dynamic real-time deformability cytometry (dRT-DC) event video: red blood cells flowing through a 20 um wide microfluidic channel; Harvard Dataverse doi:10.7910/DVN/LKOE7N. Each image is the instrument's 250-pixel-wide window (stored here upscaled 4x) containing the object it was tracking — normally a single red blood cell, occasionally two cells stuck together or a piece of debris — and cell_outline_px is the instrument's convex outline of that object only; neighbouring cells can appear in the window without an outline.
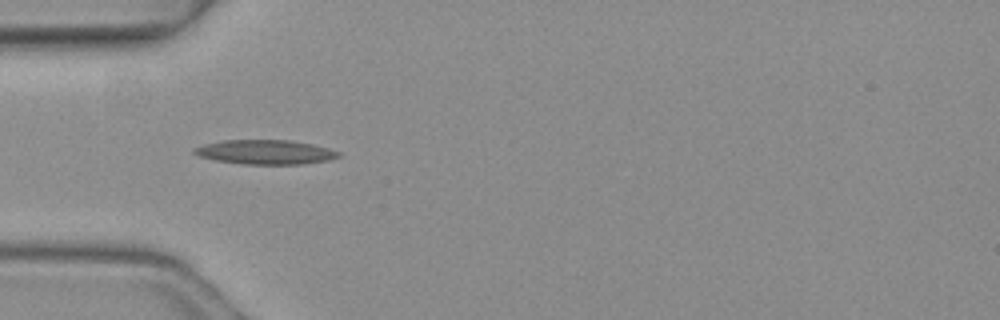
{"species": "common noctule bat (a hibernating species)", "species_latin": "Nyctalus noctula", "temperature_condition": "warm", "stored_images_in_passage": 4, "camera_frame_rate_fps": 3000, "um_per_image_px": 0.085, "animal": {"sex": "female", "body_mass_g": 19.3, "forearm_length_mm": 54.1}, "frame": {"image": 1, "passage_image": 2, "time_ms": 0.333, "image_size_px": [1000, 320], "cell_outline_px": [[340, 156], [328, 160], [300, 164], [244, 164], [216, 160], [200, 156], [192, 152], [192, 148], [204, 144], [224, 140], [292, 140], [312, 144], [328, 148], [340, 152]], "centroid_in_image_um": [22.54, 12.92], "position_along_channel_um": 62.5, "area_um2": 20.4}}
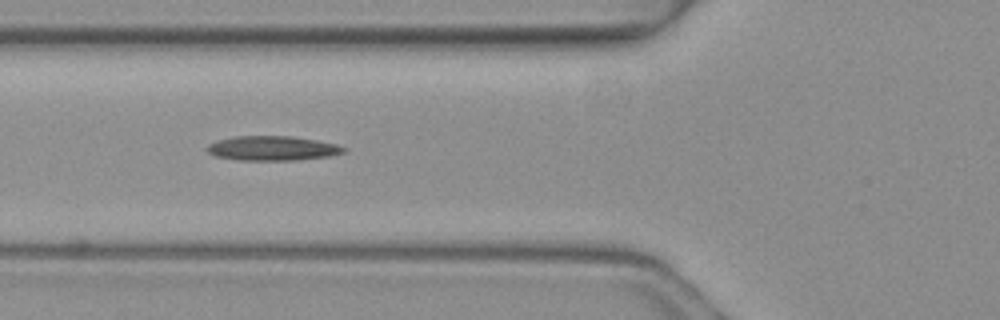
{"frame": {"image": 2, "passage_image": 3, "time_ms": 0.667, "image_size_px": [1000, 320], "cell_outline_px": [[348, 148], [344, 152], [328, 156], [296, 160], [236, 160], [216, 156], [208, 152], [204, 148], [208, 144], [220, 140], [236, 136], [292, 136], [316, 140], [336, 144]], "centroid_in_image_um": [23.15, 12.6], "position_along_channel_um": 102.7, "area_um2": 19.48}}
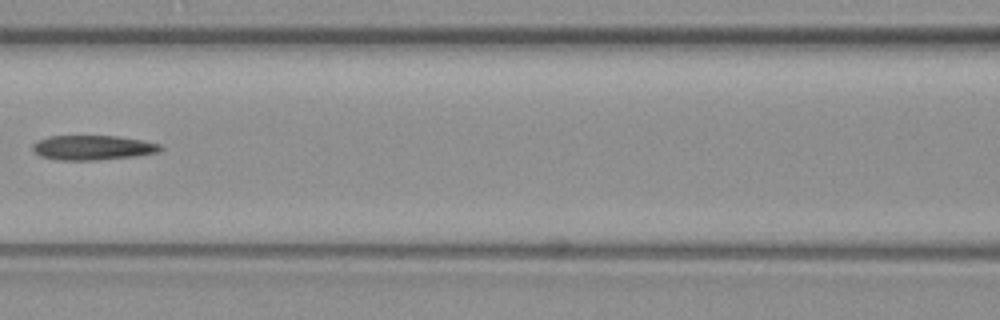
{"frame": {"image": 3, "passage_image": 4, "time_ms": 1.0, "image_size_px": [1000, 320], "cell_outline_px": [[164, 148], [160, 152], [140, 156], [96, 160], [56, 160], [40, 156], [32, 148], [32, 144], [36, 140], [48, 136], [116, 136], [140, 140], [160, 144]], "centroid_in_image_um": [7.89, 12.55], "position_along_channel_um": 158.7, "area_um2": 18.55}}